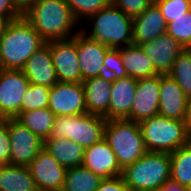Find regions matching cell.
<instances>
[{
  "label": "cell",
  "mask_w": 191,
  "mask_h": 191,
  "mask_svg": "<svg viewBox=\"0 0 191 191\" xmlns=\"http://www.w3.org/2000/svg\"><path fill=\"white\" fill-rule=\"evenodd\" d=\"M22 16L45 42L73 38L81 28L65 0H39Z\"/></svg>",
  "instance_id": "1"
},
{
  "label": "cell",
  "mask_w": 191,
  "mask_h": 191,
  "mask_svg": "<svg viewBox=\"0 0 191 191\" xmlns=\"http://www.w3.org/2000/svg\"><path fill=\"white\" fill-rule=\"evenodd\" d=\"M45 43L23 16L11 21L0 38V69L22 70Z\"/></svg>",
  "instance_id": "2"
},
{
  "label": "cell",
  "mask_w": 191,
  "mask_h": 191,
  "mask_svg": "<svg viewBox=\"0 0 191 191\" xmlns=\"http://www.w3.org/2000/svg\"><path fill=\"white\" fill-rule=\"evenodd\" d=\"M85 23L80 30L109 48L119 49L133 44V18L112 3L90 16ZM88 24L91 26V32Z\"/></svg>",
  "instance_id": "3"
},
{
  "label": "cell",
  "mask_w": 191,
  "mask_h": 191,
  "mask_svg": "<svg viewBox=\"0 0 191 191\" xmlns=\"http://www.w3.org/2000/svg\"><path fill=\"white\" fill-rule=\"evenodd\" d=\"M169 153L147 152L122 169V178L130 191H151L170 179Z\"/></svg>",
  "instance_id": "4"
},
{
  "label": "cell",
  "mask_w": 191,
  "mask_h": 191,
  "mask_svg": "<svg viewBox=\"0 0 191 191\" xmlns=\"http://www.w3.org/2000/svg\"><path fill=\"white\" fill-rule=\"evenodd\" d=\"M139 125L148 152L170 154L191 140L185 121L182 120L158 114L140 121Z\"/></svg>",
  "instance_id": "5"
},
{
  "label": "cell",
  "mask_w": 191,
  "mask_h": 191,
  "mask_svg": "<svg viewBox=\"0 0 191 191\" xmlns=\"http://www.w3.org/2000/svg\"><path fill=\"white\" fill-rule=\"evenodd\" d=\"M104 139L122 169L148 152L138 122L127 119L107 120Z\"/></svg>",
  "instance_id": "6"
},
{
  "label": "cell",
  "mask_w": 191,
  "mask_h": 191,
  "mask_svg": "<svg viewBox=\"0 0 191 191\" xmlns=\"http://www.w3.org/2000/svg\"><path fill=\"white\" fill-rule=\"evenodd\" d=\"M107 120L91 113L77 116H55L49 138H67L84 149L104 139Z\"/></svg>",
  "instance_id": "7"
},
{
  "label": "cell",
  "mask_w": 191,
  "mask_h": 191,
  "mask_svg": "<svg viewBox=\"0 0 191 191\" xmlns=\"http://www.w3.org/2000/svg\"><path fill=\"white\" fill-rule=\"evenodd\" d=\"M8 124L10 164L28 167L42 150L44 141L32 133L16 118L3 119Z\"/></svg>",
  "instance_id": "8"
},
{
  "label": "cell",
  "mask_w": 191,
  "mask_h": 191,
  "mask_svg": "<svg viewBox=\"0 0 191 191\" xmlns=\"http://www.w3.org/2000/svg\"><path fill=\"white\" fill-rule=\"evenodd\" d=\"M30 82L22 70L0 69V119L17 118Z\"/></svg>",
  "instance_id": "9"
},
{
  "label": "cell",
  "mask_w": 191,
  "mask_h": 191,
  "mask_svg": "<svg viewBox=\"0 0 191 191\" xmlns=\"http://www.w3.org/2000/svg\"><path fill=\"white\" fill-rule=\"evenodd\" d=\"M48 108L55 116H77L87 113L82 83L58 81L49 91Z\"/></svg>",
  "instance_id": "10"
},
{
  "label": "cell",
  "mask_w": 191,
  "mask_h": 191,
  "mask_svg": "<svg viewBox=\"0 0 191 191\" xmlns=\"http://www.w3.org/2000/svg\"><path fill=\"white\" fill-rule=\"evenodd\" d=\"M49 48L58 80L82 83L77 52V34L73 38L49 41Z\"/></svg>",
  "instance_id": "11"
},
{
  "label": "cell",
  "mask_w": 191,
  "mask_h": 191,
  "mask_svg": "<svg viewBox=\"0 0 191 191\" xmlns=\"http://www.w3.org/2000/svg\"><path fill=\"white\" fill-rule=\"evenodd\" d=\"M37 189L61 191L67 168L43 147L28 166Z\"/></svg>",
  "instance_id": "12"
},
{
  "label": "cell",
  "mask_w": 191,
  "mask_h": 191,
  "mask_svg": "<svg viewBox=\"0 0 191 191\" xmlns=\"http://www.w3.org/2000/svg\"><path fill=\"white\" fill-rule=\"evenodd\" d=\"M160 75L139 79L133 99V105L127 120L140 122L158 115Z\"/></svg>",
  "instance_id": "13"
},
{
  "label": "cell",
  "mask_w": 191,
  "mask_h": 191,
  "mask_svg": "<svg viewBox=\"0 0 191 191\" xmlns=\"http://www.w3.org/2000/svg\"><path fill=\"white\" fill-rule=\"evenodd\" d=\"M110 48L84 34L77 33V52L82 81L104 75V60Z\"/></svg>",
  "instance_id": "14"
},
{
  "label": "cell",
  "mask_w": 191,
  "mask_h": 191,
  "mask_svg": "<svg viewBox=\"0 0 191 191\" xmlns=\"http://www.w3.org/2000/svg\"><path fill=\"white\" fill-rule=\"evenodd\" d=\"M145 55L152 61L158 75H168L172 70L174 60L185 49L178 41L167 33L158 38L140 44Z\"/></svg>",
  "instance_id": "15"
},
{
  "label": "cell",
  "mask_w": 191,
  "mask_h": 191,
  "mask_svg": "<svg viewBox=\"0 0 191 191\" xmlns=\"http://www.w3.org/2000/svg\"><path fill=\"white\" fill-rule=\"evenodd\" d=\"M159 96L158 114L160 116L185 120L188 97L169 75H160Z\"/></svg>",
  "instance_id": "16"
},
{
  "label": "cell",
  "mask_w": 191,
  "mask_h": 191,
  "mask_svg": "<svg viewBox=\"0 0 191 191\" xmlns=\"http://www.w3.org/2000/svg\"><path fill=\"white\" fill-rule=\"evenodd\" d=\"M82 165L103 179L122 174L116 155L105 139L84 150Z\"/></svg>",
  "instance_id": "17"
},
{
  "label": "cell",
  "mask_w": 191,
  "mask_h": 191,
  "mask_svg": "<svg viewBox=\"0 0 191 191\" xmlns=\"http://www.w3.org/2000/svg\"><path fill=\"white\" fill-rule=\"evenodd\" d=\"M22 71L30 84H40L51 88L59 81L53 66L49 42H46L27 60Z\"/></svg>",
  "instance_id": "18"
},
{
  "label": "cell",
  "mask_w": 191,
  "mask_h": 191,
  "mask_svg": "<svg viewBox=\"0 0 191 191\" xmlns=\"http://www.w3.org/2000/svg\"><path fill=\"white\" fill-rule=\"evenodd\" d=\"M167 23L158 6L152 2L133 18V44L140 45L166 33Z\"/></svg>",
  "instance_id": "19"
},
{
  "label": "cell",
  "mask_w": 191,
  "mask_h": 191,
  "mask_svg": "<svg viewBox=\"0 0 191 191\" xmlns=\"http://www.w3.org/2000/svg\"><path fill=\"white\" fill-rule=\"evenodd\" d=\"M137 83V79L129 76L113 80L106 120L126 119L130 115Z\"/></svg>",
  "instance_id": "20"
},
{
  "label": "cell",
  "mask_w": 191,
  "mask_h": 191,
  "mask_svg": "<svg viewBox=\"0 0 191 191\" xmlns=\"http://www.w3.org/2000/svg\"><path fill=\"white\" fill-rule=\"evenodd\" d=\"M112 82L113 80L107 75L82 81L87 113L103 117L108 113Z\"/></svg>",
  "instance_id": "21"
},
{
  "label": "cell",
  "mask_w": 191,
  "mask_h": 191,
  "mask_svg": "<svg viewBox=\"0 0 191 191\" xmlns=\"http://www.w3.org/2000/svg\"><path fill=\"white\" fill-rule=\"evenodd\" d=\"M119 50L127 76L139 80L158 75L140 45L131 44Z\"/></svg>",
  "instance_id": "22"
},
{
  "label": "cell",
  "mask_w": 191,
  "mask_h": 191,
  "mask_svg": "<svg viewBox=\"0 0 191 191\" xmlns=\"http://www.w3.org/2000/svg\"><path fill=\"white\" fill-rule=\"evenodd\" d=\"M50 155L66 168L81 166L84 148L67 138H48L43 146Z\"/></svg>",
  "instance_id": "23"
},
{
  "label": "cell",
  "mask_w": 191,
  "mask_h": 191,
  "mask_svg": "<svg viewBox=\"0 0 191 191\" xmlns=\"http://www.w3.org/2000/svg\"><path fill=\"white\" fill-rule=\"evenodd\" d=\"M37 189L28 167L0 165V191H35Z\"/></svg>",
  "instance_id": "24"
},
{
  "label": "cell",
  "mask_w": 191,
  "mask_h": 191,
  "mask_svg": "<svg viewBox=\"0 0 191 191\" xmlns=\"http://www.w3.org/2000/svg\"><path fill=\"white\" fill-rule=\"evenodd\" d=\"M16 119L41 140L45 141L51 134L55 115L47 107L22 112Z\"/></svg>",
  "instance_id": "25"
},
{
  "label": "cell",
  "mask_w": 191,
  "mask_h": 191,
  "mask_svg": "<svg viewBox=\"0 0 191 191\" xmlns=\"http://www.w3.org/2000/svg\"><path fill=\"white\" fill-rule=\"evenodd\" d=\"M102 180L83 165L67 168L61 191H96Z\"/></svg>",
  "instance_id": "26"
},
{
  "label": "cell",
  "mask_w": 191,
  "mask_h": 191,
  "mask_svg": "<svg viewBox=\"0 0 191 191\" xmlns=\"http://www.w3.org/2000/svg\"><path fill=\"white\" fill-rule=\"evenodd\" d=\"M170 178L185 187L191 185V140L170 153Z\"/></svg>",
  "instance_id": "27"
},
{
  "label": "cell",
  "mask_w": 191,
  "mask_h": 191,
  "mask_svg": "<svg viewBox=\"0 0 191 191\" xmlns=\"http://www.w3.org/2000/svg\"><path fill=\"white\" fill-rule=\"evenodd\" d=\"M174 79L185 95L191 97V53L184 49L174 60L172 70L168 74Z\"/></svg>",
  "instance_id": "28"
},
{
  "label": "cell",
  "mask_w": 191,
  "mask_h": 191,
  "mask_svg": "<svg viewBox=\"0 0 191 191\" xmlns=\"http://www.w3.org/2000/svg\"><path fill=\"white\" fill-rule=\"evenodd\" d=\"M50 88L40 84H29L20 107V114L25 111L47 108Z\"/></svg>",
  "instance_id": "29"
},
{
  "label": "cell",
  "mask_w": 191,
  "mask_h": 191,
  "mask_svg": "<svg viewBox=\"0 0 191 191\" xmlns=\"http://www.w3.org/2000/svg\"><path fill=\"white\" fill-rule=\"evenodd\" d=\"M65 2L71 9L76 21L83 25L84 21L90 16L108 7L112 0H65Z\"/></svg>",
  "instance_id": "30"
},
{
  "label": "cell",
  "mask_w": 191,
  "mask_h": 191,
  "mask_svg": "<svg viewBox=\"0 0 191 191\" xmlns=\"http://www.w3.org/2000/svg\"><path fill=\"white\" fill-rule=\"evenodd\" d=\"M166 33L186 48L191 42V9L167 23Z\"/></svg>",
  "instance_id": "31"
},
{
  "label": "cell",
  "mask_w": 191,
  "mask_h": 191,
  "mask_svg": "<svg viewBox=\"0 0 191 191\" xmlns=\"http://www.w3.org/2000/svg\"><path fill=\"white\" fill-rule=\"evenodd\" d=\"M154 3L160 9L166 23L191 9V3L188 0H156Z\"/></svg>",
  "instance_id": "32"
},
{
  "label": "cell",
  "mask_w": 191,
  "mask_h": 191,
  "mask_svg": "<svg viewBox=\"0 0 191 191\" xmlns=\"http://www.w3.org/2000/svg\"><path fill=\"white\" fill-rule=\"evenodd\" d=\"M103 66L104 75L109 76L112 80L127 76L119 49L110 48L107 51Z\"/></svg>",
  "instance_id": "33"
},
{
  "label": "cell",
  "mask_w": 191,
  "mask_h": 191,
  "mask_svg": "<svg viewBox=\"0 0 191 191\" xmlns=\"http://www.w3.org/2000/svg\"><path fill=\"white\" fill-rule=\"evenodd\" d=\"M115 7L131 18L139 16L152 3L151 0H112Z\"/></svg>",
  "instance_id": "34"
},
{
  "label": "cell",
  "mask_w": 191,
  "mask_h": 191,
  "mask_svg": "<svg viewBox=\"0 0 191 191\" xmlns=\"http://www.w3.org/2000/svg\"><path fill=\"white\" fill-rule=\"evenodd\" d=\"M10 164V139L8 124L0 119V165Z\"/></svg>",
  "instance_id": "35"
},
{
  "label": "cell",
  "mask_w": 191,
  "mask_h": 191,
  "mask_svg": "<svg viewBox=\"0 0 191 191\" xmlns=\"http://www.w3.org/2000/svg\"><path fill=\"white\" fill-rule=\"evenodd\" d=\"M96 191H130L122 176L104 178Z\"/></svg>",
  "instance_id": "36"
},
{
  "label": "cell",
  "mask_w": 191,
  "mask_h": 191,
  "mask_svg": "<svg viewBox=\"0 0 191 191\" xmlns=\"http://www.w3.org/2000/svg\"><path fill=\"white\" fill-rule=\"evenodd\" d=\"M0 16L8 18L10 21L22 17L15 8L13 0H0Z\"/></svg>",
  "instance_id": "37"
},
{
  "label": "cell",
  "mask_w": 191,
  "mask_h": 191,
  "mask_svg": "<svg viewBox=\"0 0 191 191\" xmlns=\"http://www.w3.org/2000/svg\"><path fill=\"white\" fill-rule=\"evenodd\" d=\"M39 0H13V4L17 11L24 15Z\"/></svg>",
  "instance_id": "38"
},
{
  "label": "cell",
  "mask_w": 191,
  "mask_h": 191,
  "mask_svg": "<svg viewBox=\"0 0 191 191\" xmlns=\"http://www.w3.org/2000/svg\"><path fill=\"white\" fill-rule=\"evenodd\" d=\"M159 191H187V187L170 178L159 188Z\"/></svg>",
  "instance_id": "39"
},
{
  "label": "cell",
  "mask_w": 191,
  "mask_h": 191,
  "mask_svg": "<svg viewBox=\"0 0 191 191\" xmlns=\"http://www.w3.org/2000/svg\"><path fill=\"white\" fill-rule=\"evenodd\" d=\"M184 121L186 124L187 132L191 137V97L188 98L187 109H186V118Z\"/></svg>",
  "instance_id": "40"
},
{
  "label": "cell",
  "mask_w": 191,
  "mask_h": 191,
  "mask_svg": "<svg viewBox=\"0 0 191 191\" xmlns=\"http://www.w3.org/2000/svg\"><path fill=\"white\" fill-rule=\"evenodd\" d=\"M11 21L6 18V17H2L0 16V38L2 37V35L4 34L8 24L10 23Z\"/></svg>",
  "instance_id": "41"
},
{
  "label": "cell",
  "mask_w": 191,
  "mask_h": 191,
  "mask_svg": "<svg viewBox=\"0 0 191 191\" xmlns=\"http://www.w3.org/2000/svg\"><path fill=\"white\" fill-rule=\"evenodd\" d=\"M188 52L191 53V42L188 44V46L185 48Z\"/></svg>",
  "instance_id": "42"
},
{
  "label": "cell",
  "mask_w": 191,
  "mask_h": 191,
  "mask_svg": "<svg viewBox=\"0 0 191 191\" xmlns=\"http://www.w3.org/2000/svg\"><path fill=\"white\" fill-rule=\"evenodd\" d=\"M187 191H191V185L187 187Z\"/></svg>",
  "instance_id": "43"
},
{
  "label": "cell",
  "mask_w": 191,
  "mask_h": 191,
  "mask_svg": "<svg viewBox=\"0 0 191 191\" xmlns=\"http://www.w3.org/2000/svg\"><path fill=\"white\" fill-rule=\"evenodd\" d=\"M35 191H47V190H42V189H36Z\"/></svg>",
  "instance_id": "44"
}]
</instances>
